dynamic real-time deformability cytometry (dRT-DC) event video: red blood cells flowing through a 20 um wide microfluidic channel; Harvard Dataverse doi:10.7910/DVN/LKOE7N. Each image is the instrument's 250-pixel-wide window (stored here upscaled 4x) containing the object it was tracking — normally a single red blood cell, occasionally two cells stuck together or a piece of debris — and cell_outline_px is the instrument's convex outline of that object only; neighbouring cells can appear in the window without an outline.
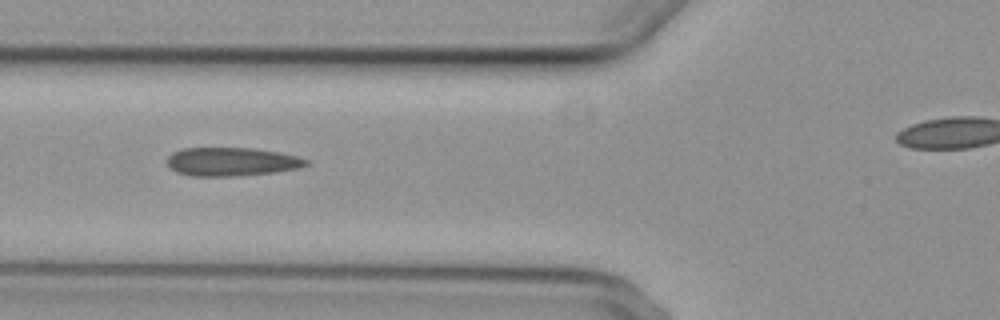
{"species": "common noctule bat (a hibernating species)", "species_latin": "Nyctalus noctula", "temperature_condition": "cold", "stored_images_in_passage": 8, "camera_frame_rate_fps": 3000, "um_per_image_px": 0.085, "animal": {"sex": "female", "body_mass_g": 29.2, "forearm_length_mm": 56.3}, "frame": {"image": 1, "passage_image": 3, "time_ms": 2.333, "image_size_px": [1000, 320], "cell_outline_px": [[308, 164], [300, 168], [276, 172], [236, 176], [188, 176], [176, 172], [168, 164], [168, 156], [172, 152], [180, 148], [252, 148], [276, 152], [296, 156], [308, 160]], "centroid_in_image_um": [19.66, 13.75], "position_along_channel_um": 106.1, "area_um2": 23.12}}
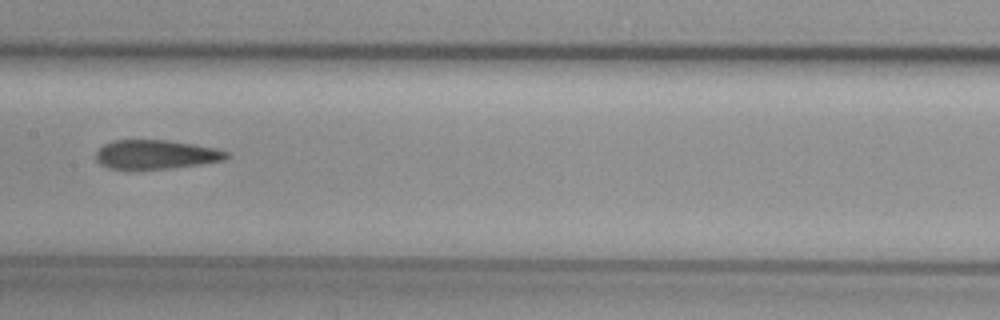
{"frame": {"image": 2, "passage_image": 5, "time_ms": 4.667, "image_size_px": [1000, 320], "cell_outline_px": [[228, 156], [224, 160], [200, 164], [168, 168], [128, 172], [108, 168], [100, 164], [96, 160], [96, 152], [104, 144], [112, 140], [168, 140], [216, 148], [228, 152]], "centroid_in_image_um": [13.17, 13.16], "position_along_channel_um": 194.2, "area_um2": 22.66}}
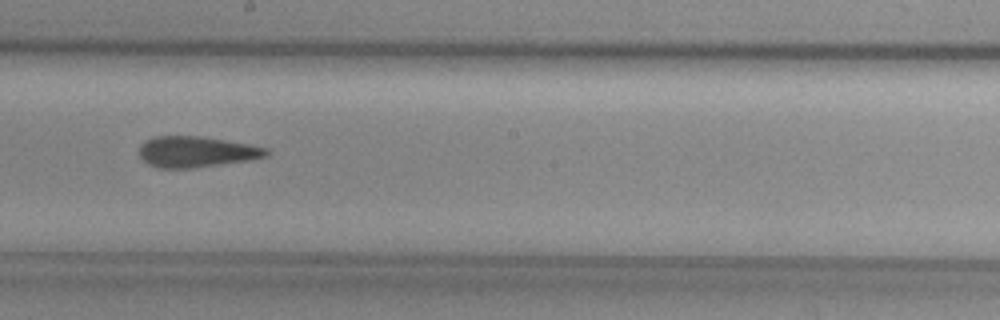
{"frame": {"image": 3, "passage_image": 6, "time_ms": 5.667, "image_size_px": [1000, 320], "cell_outline_px": [[268, 156], [248, 160], [192, 168], [160, 168], [148, 164], [140, 156], [140, 144], [144, 140], [156, 136], [200, 136], [248, 144], [264, 148], [268, 152]], "centroid_in_image_um": [16.64, 12.9], "position_along_channel_um": 231.6, "area_um2": 22.6}}